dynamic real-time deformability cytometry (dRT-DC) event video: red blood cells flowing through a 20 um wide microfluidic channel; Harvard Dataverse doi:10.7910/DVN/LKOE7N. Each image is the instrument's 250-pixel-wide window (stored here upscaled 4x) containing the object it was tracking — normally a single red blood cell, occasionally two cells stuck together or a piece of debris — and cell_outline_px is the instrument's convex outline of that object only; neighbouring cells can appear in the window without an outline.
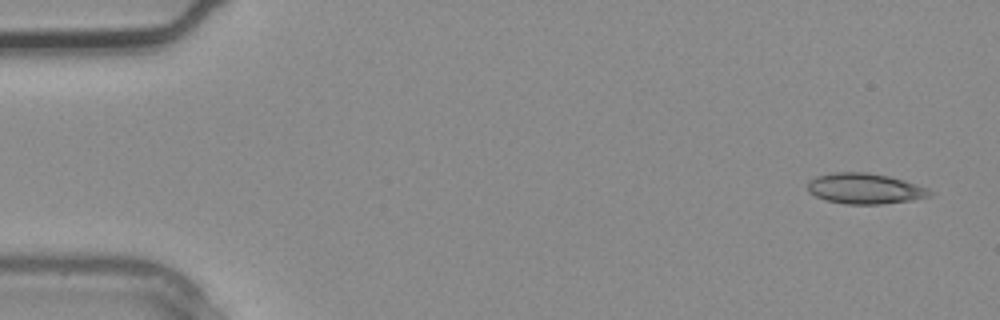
{"species": "common noctule bat (a hibernating species)", "species_latin": "Nyctalus noctula", "temperature_condition": "warm", "stored_images_in_passage": 5, "camera_frame_rate_fps": 3000, "um_per_image_px": 0.085, "animal": {"sex": "male", "body_mass_g": 20.4}, "frame": {"image": 1, "passage_image": 1, "time_ms": 0.0, "image_size_px": [1000, 320], "cell_outline_px": [[936, 192], [932, 196], [912, 200], [880, 204], [844, 204], [824, 200], [808, 192], [808, 180], [816, 176], [832, 172], [868, 172], [888, 176], [904, 180], [928, 188]], "centroid_in_image_um": [73.52, 16.03], "position_along_channel_um": 11.5, "area_um2": 22.08}}
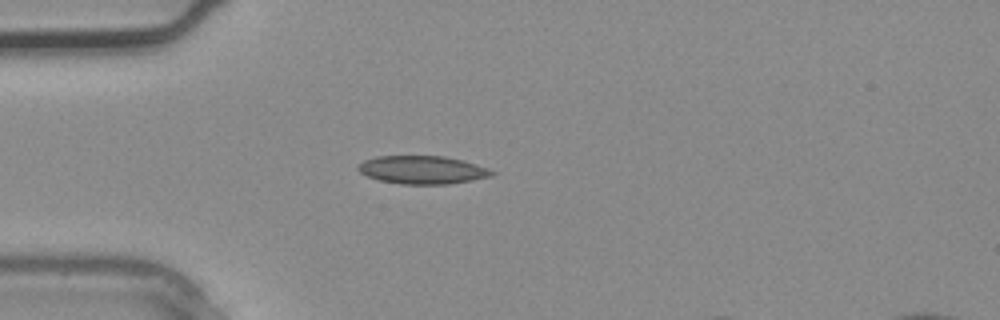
{"frame": {"image": 2, "passage_image": 3, "time_ms": 0.667, "image_size_px": [1000, 320], "cell_outline_px": [[496, 172], [492, 176], [448, 184], [400, 184], [380, 180], [368, 176], [360, 172], [356, 168], [364, 160], [376, 156], [444, 156], [476, 164], [488, 168]], "centroid_in_image_um": [35.89, 14.44], "position_along_channel_um": 49.1, "area_um2": 21.73}}